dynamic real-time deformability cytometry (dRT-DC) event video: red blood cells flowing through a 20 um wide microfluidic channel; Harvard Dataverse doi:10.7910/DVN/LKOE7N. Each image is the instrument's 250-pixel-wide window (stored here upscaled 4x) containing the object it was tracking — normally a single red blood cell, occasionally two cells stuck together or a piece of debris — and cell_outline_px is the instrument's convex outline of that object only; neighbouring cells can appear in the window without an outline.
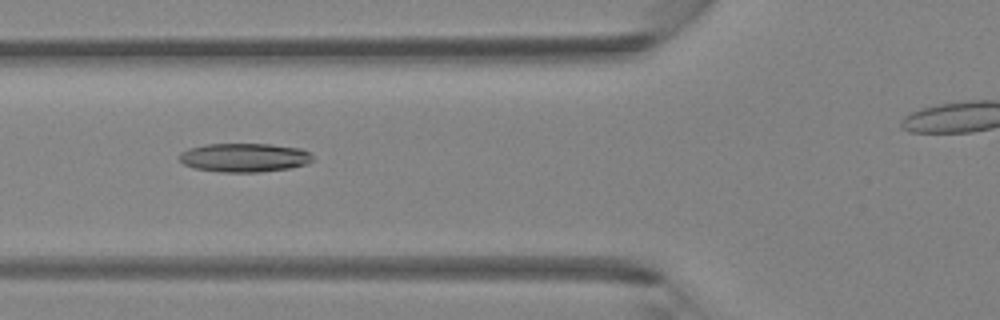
{"species": "Egyptian fruit bat (a non-hibernating species)", "species_latin": "Rousettus aegyptiacus", "temperature_condition": "room temperature", "stored_images_in_passage": 26, "camera_frame_rate_fps": 3000, "um_per_image_px": 0.085, "animal": {"sex": "female"}, "frame": {"image": 1, "passage_image": 4, "time_ms": 1.0, "image_size_px": [1000, 320], "cell_outline_px": [[312, 160], [308, 164], [292, 168], [260, 172], [220, 172], [192, 168], [184, 164], [180, 160], [180, 152], [188, 148], [204, 144], [272, 144], [300, 148], [308, 152], [312, 156]], "centroid_in_image_um": [20.76, 13.4], "position_along_channel_um": 105.0, "area_um2": 22.6}}
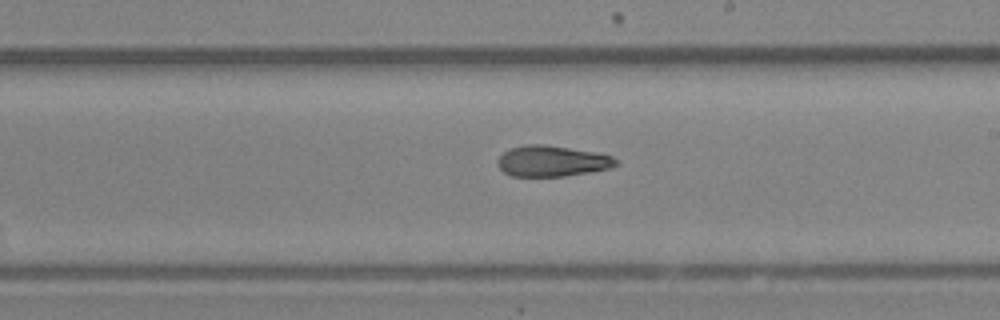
{"frame": {"image": 2, "passage_image": 13, "time_ms": 4.0, "image_size_px": [1000, 320], "cell_outline_px": [[620, 164], [608, 168], [588, 172], [564, 176], [512, 176], [504, 172], [496, 164], [496, 160], [504, 152], [512, 148], [524, 144], [544, 144], [592, 152], [612, 156], [620, 160]], "centroid_in_image_um": [46.91, 13.69], "position_along_channel_um": 242.1, "area_um2": 21.15}}
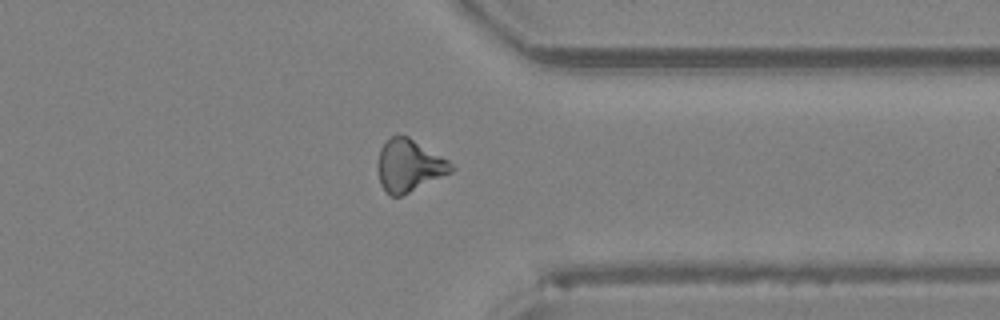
{"frame": {"image": 3, "passage_image": 22, "time_ms": 7.0, "image_size_px": [1000, 320], "cell_outline_px": [[456, 168], [452, 172], [400, 196], [392, 196], [380, 184], [376, 168], [376, 164], [380, 148], [392, 136], [408, 136], [448, 160]], "centroid_in_image_um": [34.75, 14.07], "position_along_channel_um": 376.6, "area_um2": 22.14}}